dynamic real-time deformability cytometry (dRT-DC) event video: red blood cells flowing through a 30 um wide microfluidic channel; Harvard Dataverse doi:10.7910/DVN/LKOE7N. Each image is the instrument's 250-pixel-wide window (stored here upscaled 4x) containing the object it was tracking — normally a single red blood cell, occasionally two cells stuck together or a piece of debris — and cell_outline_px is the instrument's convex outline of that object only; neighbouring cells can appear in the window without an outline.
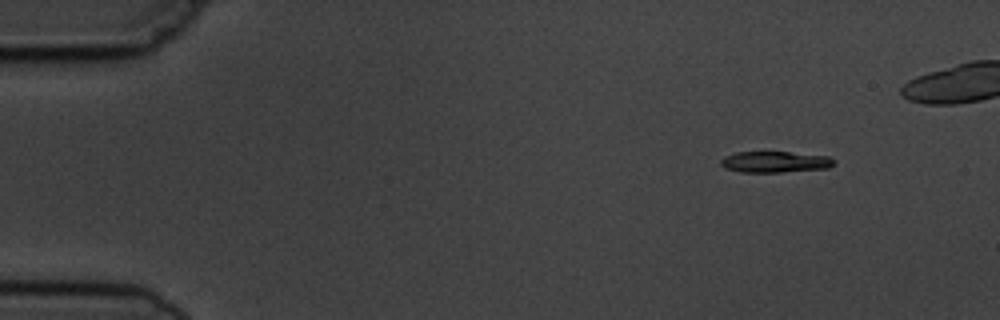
{"species": "common noctule bat (a hibernating species)", "species_latin": "Nyctalus noctula", "temperature_condition": "cold", "stored_images_in_passage": 6, "camera_frame_rate_fps": 3000, "um_per_image_px": 0.085, "animal": {"sex": "male", "body_mass_g": 19.5, "forearm_length_mm": 54.6}, "frame": {"image": 1, "passage_image": 2, "time_ms": 2.0, "image_size_px": [1000, 320], "cell_outline_px": [[836, 164], [828, 168], [780, 172], [740, 172], [724, 168], [720, 164], [720, 160], [724, 156], [736, 152], [788, 152], [828, 156], [836, 160]], "centroid_in_image_um": [65.87, 13.76], "position_along_channel_um": 19.1, "area_um2": 14.05}}
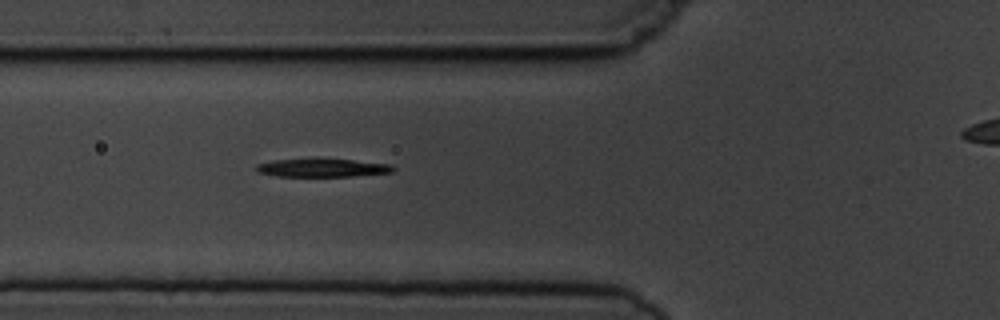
{"frame": {"image": 2, "passage_image": 6, "time_ms": 6.667, "image_size_px": [1000, 320], "cell_outline_px": [[396, 168], [392, 172], [352, 176], [276, 176], [256, 172], [256, 164], [272, 160], [312, 156], [316, 156], [392, 164]], "centroid_in_image_um": [27.35, 14.21], "position_along_channel_um": 98.5, "area_um2": 15.43}}